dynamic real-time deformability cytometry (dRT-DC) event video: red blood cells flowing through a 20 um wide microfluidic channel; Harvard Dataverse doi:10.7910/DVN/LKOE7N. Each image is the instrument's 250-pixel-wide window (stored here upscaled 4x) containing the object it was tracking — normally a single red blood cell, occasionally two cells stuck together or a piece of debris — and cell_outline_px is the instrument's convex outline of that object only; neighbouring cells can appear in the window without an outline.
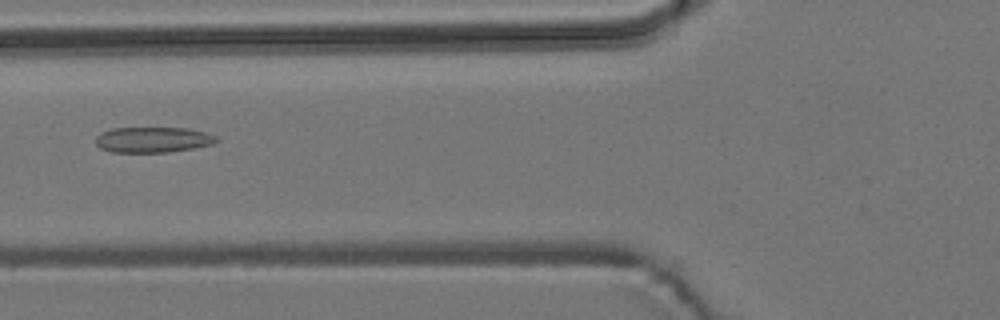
{"species": "common noctule bat (a hibernating species)", "species_latin": "Nyctalus noctula", "temperature_condition": "room temperature", "stored_images_in_passage": 2, "camera_frame_rate_fps": 3000, "um_per_image_px": 0.085, "animal": {"sex": "male", "body_mass_g": 19.2, "forearm_length_mm": 51.8}, "frame": {"image": 1, "passage_image": 2, "time_ms": 1.333, "image_size_px": [1000, 320], "cell_outline_px": [[220, 140], [212, 144], [192, 148], [168, 152], [112, 152], [100, 148], [96, 144], [96, 136], [100, 132], [112, 128], [188, 128], [204, 132], [216, 136]], "centroid_in_image_um": [12.97, 11.87], "position_along_channel_um": 112.8, "area_um2": 17.98}}